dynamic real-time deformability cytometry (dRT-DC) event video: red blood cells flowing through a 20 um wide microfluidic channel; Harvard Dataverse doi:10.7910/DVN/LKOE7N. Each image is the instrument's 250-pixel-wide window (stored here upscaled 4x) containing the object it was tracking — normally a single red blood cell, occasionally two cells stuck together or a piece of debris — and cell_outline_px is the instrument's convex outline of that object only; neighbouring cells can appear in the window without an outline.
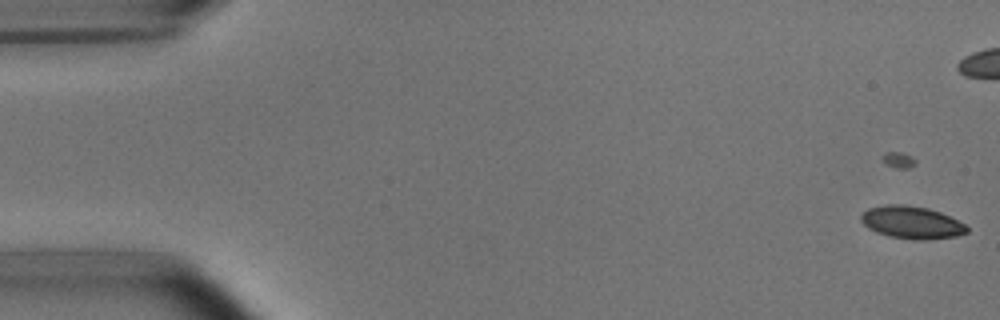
{"species": "common noctule bat (a hibernating species)", "species_latin": "Nyctalus noctula", "temperature_condition": "room temperature", "stored_images_in_passage": 8, "camera_frame_rate_fps": 3000, "um_per_image_px": 0.085, "animal": {"sex": "male", "body_mass_g": 15.6}, "frame": {"image": 1, "passage_image": 1, "time_ms": 0.0, "image_size_px": [1000, 320], "cell_outline_px": [[968, 232], [956, 236], [928, 240], [912, 240], [888, 236], [876, 232], [868, 228], [860, 220], [860, 216], [868, 208], [888, 204], [900, 204], [928, 208], [940, 212], [964, 224], [968, 228]], "centroid_in_image_um": [77.47, 18.92], "position_along_channel_um": 7.5, "area_um2": 20.06}}
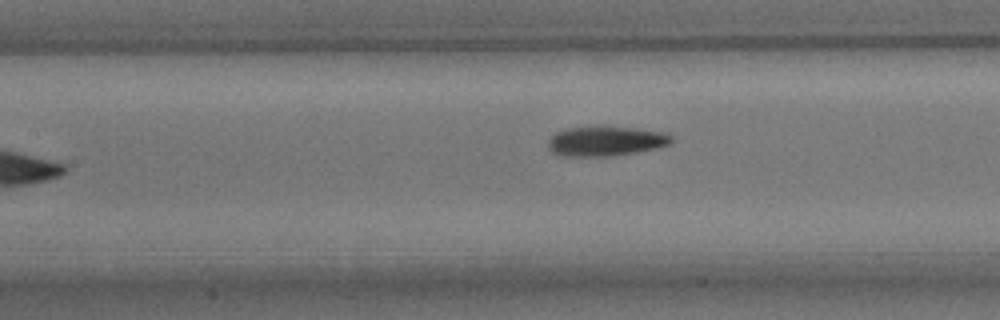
{"frame": {"image": 2, "passage_image": 8, "time_ms": 9.0, "image_size_px": [1000, 320], "cell_outline_px": [[672, 144], [656, 148], [636, 152], [612, 156], [564, 156], [552, 152], [548, 148], [548, 140], [556, 132], [564, 128], [600, 124], [636, 128], [668, 132], [672, 136]], "centroid_in_image_um": [51.5, 11.95], "position_along_channel_um": 155.9, "area_um2": 22.2}}